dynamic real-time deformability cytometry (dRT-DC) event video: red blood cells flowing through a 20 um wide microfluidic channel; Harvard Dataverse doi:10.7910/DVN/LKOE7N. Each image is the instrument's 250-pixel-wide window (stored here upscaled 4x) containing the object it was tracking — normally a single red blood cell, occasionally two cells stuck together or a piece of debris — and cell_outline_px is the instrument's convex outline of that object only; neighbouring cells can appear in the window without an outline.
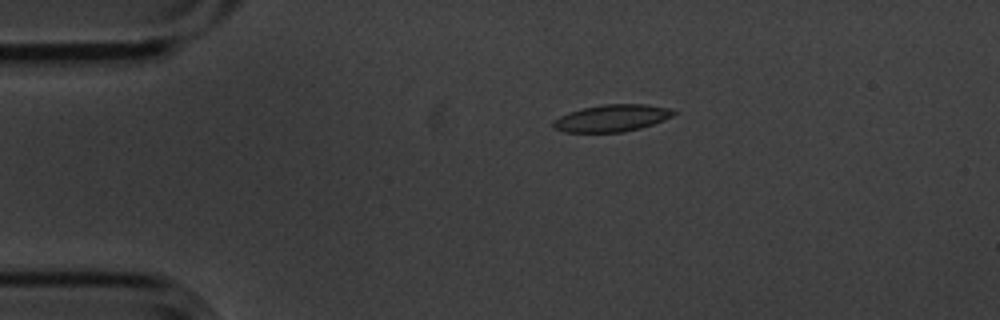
{"species": "common noctule bat (a hibernating species)", "species_latin": "Nyctalus noctula", "temperature_condition": "cold", "stored_images_in_passage": 13, "camera_frame_rate_fps": 3000, "um_per_image_px": 0.085, "animal": {"sex": "male", "body_mass_g": 20.1, "forearm_length_mm": 53.5}, "frame": {"image": 1, "passage_image": 2, "time_ms": 0.333, "image_size_px": [1000, 320], "cell_outline_px": [[676, 112], [672, 116], [664, 120], [640, 128], [620, 132], [564, 132], [552, 128], [552, 120], [568, 112], [584, 108], [604, 104], [648, 104], [668, 108]], "centroid_in_image_um": [51.96, 10.04], "position_along_channel_um": 33.0, "area_um2": 18.9}}
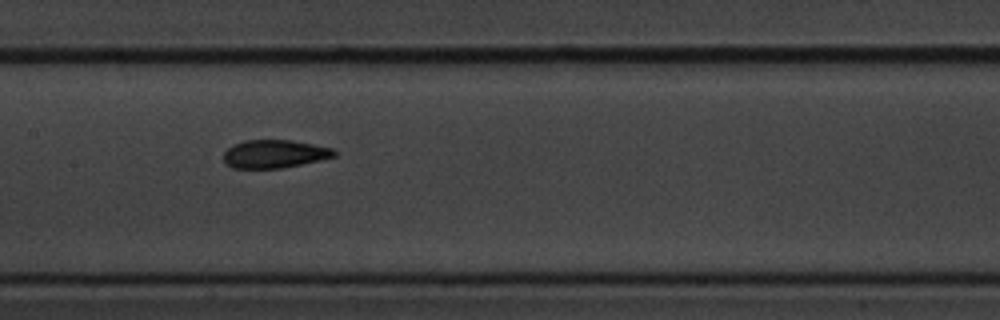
{"frame": {"image": 2, "passage_image": 6, "time_ms": 1.667, "image_size_px": [1000, 320], "cell_outline_px": [[336, 156], [320, 160], [280, 168], [232, 168], [224, 164], [224, 152], [232, 144], [244, 140], [292, 140], [332, 148], [336, 152]], "centroid_in_image_um": [23.29, 13.08], "position_along_channel_um": 184.1, "area_um2": 18.15}}
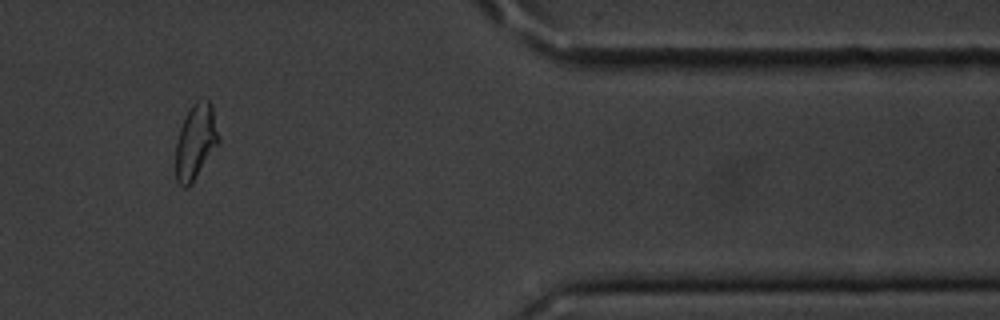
{"frame": {"image": 3, "passage_image": 11, "time_ms": 3.333, "image_size_px": [1000, 320], "cell_outline_px": [[220, 140], [192, 184], [184, 188], [176, 180], [176, 140], [180, 128], [188, 108], [196, 100], [204, 96], [212, 104], [220, 136]], "centroid_in_image_um": [16.64, 11.98], "position_along_channel_um": 394.8, "area_um2": 19.07}}